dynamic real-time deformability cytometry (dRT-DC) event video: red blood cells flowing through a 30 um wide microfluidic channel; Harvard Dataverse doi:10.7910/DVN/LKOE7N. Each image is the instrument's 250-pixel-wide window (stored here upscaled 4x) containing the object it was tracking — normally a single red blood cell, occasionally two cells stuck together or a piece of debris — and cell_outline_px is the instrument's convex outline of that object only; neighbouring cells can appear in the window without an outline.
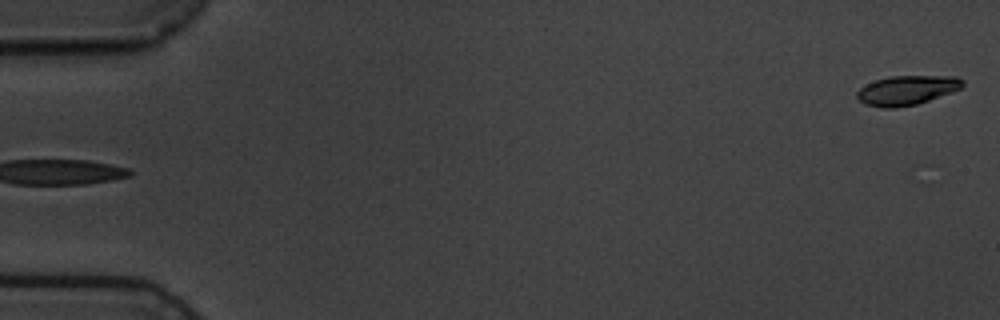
{"species": "common noctule bat (a hibernating species)", "species_latin": "Nyctalus noctula", "temperature_condition": "cold", "stored_images_in_passage": 6, "segment_of_instrument_passage": [2, 2], "camera_frame_rate_fps": 3000, "um_per_image_px": 0.085, "animal": {"sex": "male", "body_mass_g": 19.5, "forearm_length_mm": 54.6}, "frame": {"image": 1, "passage_image": 6, "time_ms": 6.0, "image_size_px": [1000, 320], "cell_outline_px": [[964, 84], [960, 88], [952, 92], [916, 104], [896, 108], [884, 108], [864, 104], [856, 96], [856, 92], [860, 88], [876, 80], [892, 76], [956, 76], [964, 80]], "centroid_in_image_um": [77.08, 7.67], "position_along_channel_um": 7.9, "area_um2": 17.98}}